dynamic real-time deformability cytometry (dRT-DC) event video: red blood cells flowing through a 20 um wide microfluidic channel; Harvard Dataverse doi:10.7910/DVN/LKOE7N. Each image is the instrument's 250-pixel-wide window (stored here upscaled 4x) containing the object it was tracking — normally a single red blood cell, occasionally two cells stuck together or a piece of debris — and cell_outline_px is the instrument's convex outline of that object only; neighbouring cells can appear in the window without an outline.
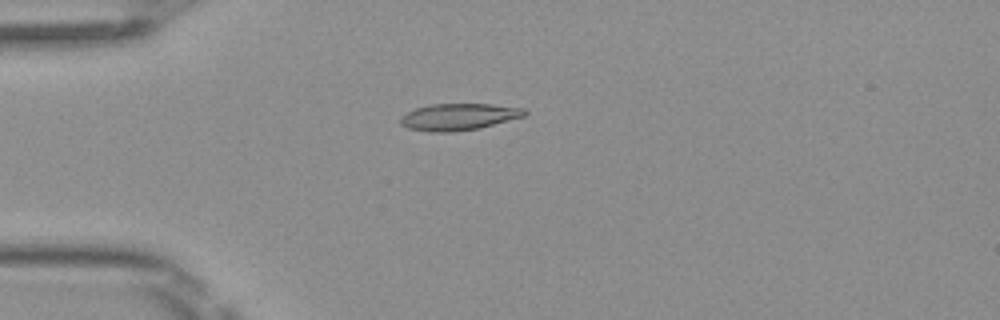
{"species": "Egyptian fruit bat (a non-hibernating species)", "species_latin": "Rousettus aegyptiacus", "temperature_condition": "room temperature", "stored_images_in_passage": 5, "camera_frame_rate_fps": 3000, "um_per_image_px": 0.085, "frame": {"image": 1, "passage_image": 5, "time_ms": 1.333, "image_size_px": [1000, 320], "cell_outline_px": [[528, 112], [524, 116], [480, 128], [452, 132], [428, 132], [408, 128], [400, 124], [400, 116], [416, 108], [432, 104], [492, 104], [524, 108]], "centroid_in_image_um": [38.98, 9.93], "position_along_channel_um": 46.0, "area_um2": 19.36}}